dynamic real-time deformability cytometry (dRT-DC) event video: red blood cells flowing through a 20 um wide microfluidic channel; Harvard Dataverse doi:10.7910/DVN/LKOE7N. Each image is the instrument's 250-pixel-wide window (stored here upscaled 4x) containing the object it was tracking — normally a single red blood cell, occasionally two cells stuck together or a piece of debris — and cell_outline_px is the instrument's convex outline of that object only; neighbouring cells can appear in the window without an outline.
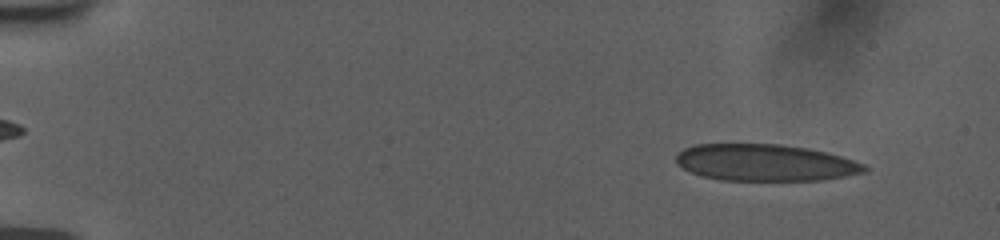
{"species": "human", "species_latin": "Homo sapiens", "temperature_condition": "room temperature", "stored_images_in_passage": 68, "camera_frame_rate_fps": 3000, "um_per_image_px": 0.085, "donor": {"sex": "female"}, "frame": {"image": 1, "passage_image": 10, "time_ms": 1.667, "image_size_px": [1000, 240], "cell_outline_px": [[868, 168], [864, 172], [844, 176], [820, 180], [720, 180], [700, 176], [676, 164], [676, 156], [684, 148], [696, 144], [780, 144], [804, 148], [824, 152], [840, 156], [864, 164]], "centroid_in_image_um": [64.99, 13.82], "position_along_channel_um": 20.0, "area_um2": 40.0}}
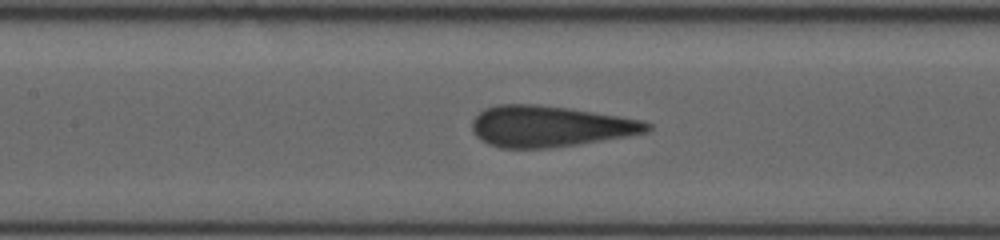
{"frame": {"image": 2, "passage_image": 42, "time_ms": 8.667, "image_size_px": [1000, 240], "cell_outline_px": [[652, 128], [648, 132], [576, 144], [548, 148], [500, 148], [488, 144], [480, 140], [472, 132], [472, 120], [484, 108], [496, 104], [536, 104], [568, 108], [644, 120], [652, 124]], "centroid_in_image_um": [46.69, 10.73], "position_along_channel_um": 160.7, "area_um2": 41.85}}
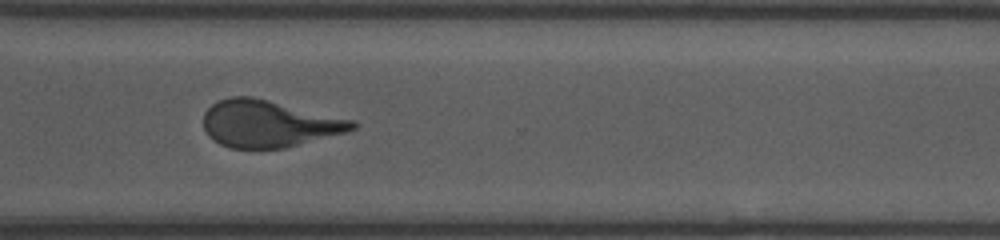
{"frame": {"image": 3, "passage_image": 67, "time_ms": 13.667, "image_size_px": [1000, 240], "cell_outline_px": [[356, 128], [348, 132], [284, 148], [228, 148], [212, 140], [208, 136], [204, 128], [204, 112], [212, 104], [220, 100], [232, 96], [252, 96], [356, 120]], "centroid_in_image_um": [22.86, 10.51], "position_along_channel_um": 347.7, "area_um2": 40.92}}